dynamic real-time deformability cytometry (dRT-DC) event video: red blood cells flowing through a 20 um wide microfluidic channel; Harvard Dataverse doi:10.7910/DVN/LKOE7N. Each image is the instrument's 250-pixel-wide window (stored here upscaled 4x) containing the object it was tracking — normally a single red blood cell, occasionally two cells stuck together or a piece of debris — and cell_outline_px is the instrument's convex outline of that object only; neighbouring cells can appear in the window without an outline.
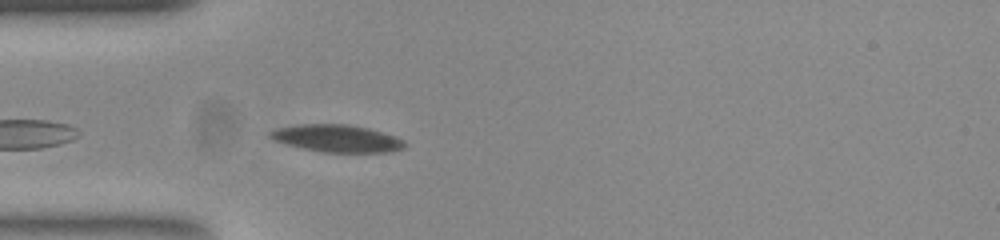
{"species": "common noctule bat (a hibernating species)", "species_latin": "Nyctalus noctula", "temperature_condition": "room temperature", "stored_images_in_passage": 29, "camera_frame_rate_fps": 3000, "um_per_image_px": 0.085, "animal": {"sex": "female", "body_mass_g": 23.0, "forearm_length_mm": 53.4}, "frame": {"image": 1, "passage_image": 3, "time_ms": 0.667, "image_size_px": [1000, 240], "cell_outline_px": [[408, 144], [404, 148], [392, 152], [324, 152], [304, 148], [288, 144], [276, 140], [268, 136], [268, 132], [276, 128], [300, 124], [348, 124], [368, 128], [396, 136], [404, 140]], "centroid_in_image_um": [28.7, 11.76], "position_along_channel_um": 56.3, "area_um2": 21.39}}
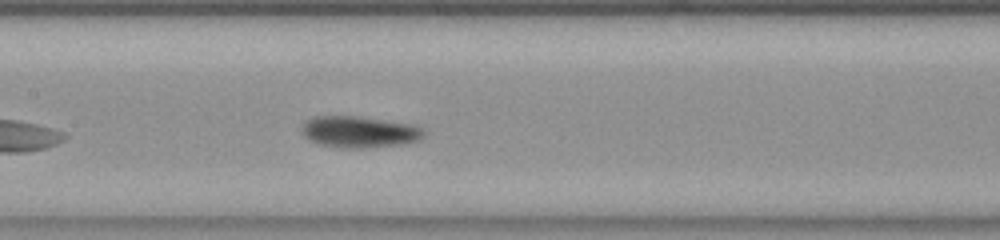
{"frame": {"image": 2, "passage_image": 13, "time_ms": 4.0, "image_size_px": [1000, 240], "cell_outline_px": [[428, 132], [420, 140], [404, 144], [364, 148], [340, 148], [320, 144], [308, 140], [304, 136], [304, 124], [308, 120], [316, 116], [360, 116], [416, 124], [424, 128]], "centroid_in_image_um": [30.66, 11.21], "position_along_channel_um": 176.7, "area_um2": 22.72}}
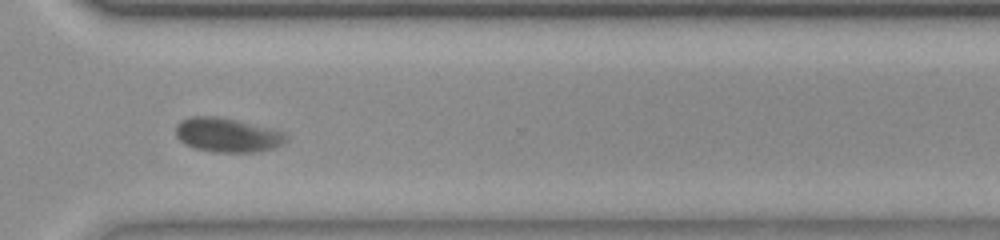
{"frame": {"image": 3, "passage_image": 27, "time_ms": 8.667, "image_size_px": [1000, 240], "cell_outline_px": [[288, 140], [284, 144], [260, 152], [216, 152], [192, 148], [184, 144], [176, 136], [176, 124], [180, 120], [188, 116], [216, 116], [236, 120], [272, 128], [284, 132], [288, 136]], "centroid_in_image_um": [19.33, 11.47], "position_along_channel_um": 351.3, "area_um2": 22.37}, "authors_computed_cell_mechanics": {"area_um2": 21.9062, "velocity_mm_per_s": 3.7389, "shape_relaxation_time_tau1_ms": 9.7897, "shape_relaxation_time_tau2_ms": 1.1471, "deformation_change_tau1": 0.1971, "deformation_change_tau2": 0.0419}}